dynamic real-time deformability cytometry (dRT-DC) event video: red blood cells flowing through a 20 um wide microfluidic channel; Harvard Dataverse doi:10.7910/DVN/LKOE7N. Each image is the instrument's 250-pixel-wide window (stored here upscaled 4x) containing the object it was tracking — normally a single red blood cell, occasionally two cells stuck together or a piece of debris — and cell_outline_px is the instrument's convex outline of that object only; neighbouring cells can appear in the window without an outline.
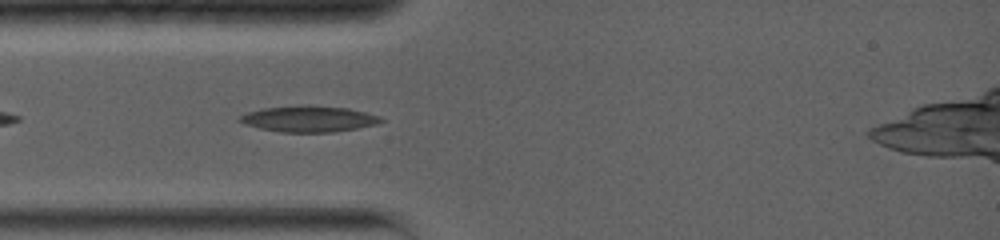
{"species": "common noctule bat (a hibernating species)", "species_latin": "Nyctalus noctula", "temperature_condition": "warm", "stored_images_in_passage": 27, "camera_frame_rate_fps": 5000, "um_per_image_px": 0.085, "animal": {"sex": "female", "body_mass_g": 19.0, "forearm_length_mm": 56.7}, "frame": {"image": 1, "passage_image": 2, "time_ms": 0.8, "image_size_px": [1000, 240], "cell_outline_px": [[384, 120], [376, 124], [336, 132], [280, 132], [260, 128], [244, 124], [236, 120], [240, 116], [248, 112], [264, 108], [296, 104], [312, 104], [348, 108], [380, 116]], "centroid_in_image_um": [26.22, 10.08], "position_along_channel_um": 58.8, "area_um2": 21.73}}
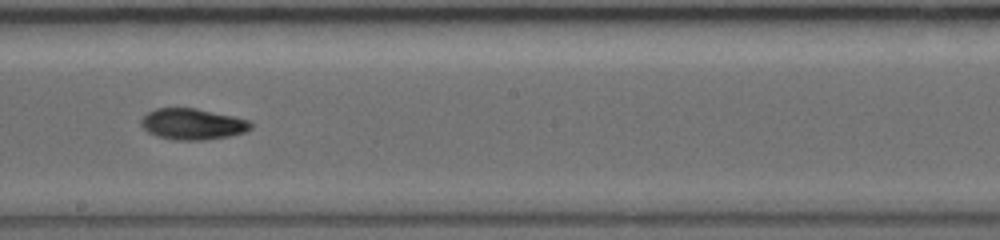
{"frame": {"image": 2, "passage_image": 11, "time_ms": 5.2, "image_size_px": [1000, 240], "cell_outline_px": [[252, 128], [244, 132], [228, 136], [204, 140], [176, 140], [156, 136], [148, 132], [140, 124], [140, 120], [148, 112], [156, 108], [196, 108], [232, 116], [248, 120], [252, 124]], "centroid_in_image_um": [16.34, 10.55], "position_along_channel_um": 231.9, "area_um2": 19.77}}
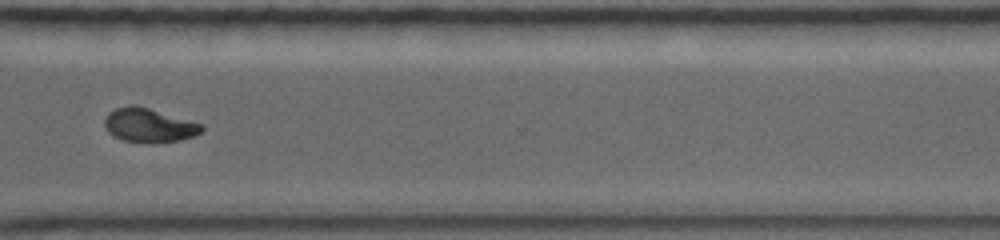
{"frame": {"image": 3, "passage_image": 18, "time_ms": 8.4, "image_size_px": [1000, 240], "cell_outline_px": [[204, 128], [200, 132], [192, 136], [180, 140], [124, 140], [112, 136], [108, 132], [104, 124], [104, 120], [108, 112], [116, 108], [128, 104], [136, 104], [200, 124]], "centroid_in_image_um": [12.58, 10.59], "position_along_channel_um": 358.0, "area_um2": 18.38}}